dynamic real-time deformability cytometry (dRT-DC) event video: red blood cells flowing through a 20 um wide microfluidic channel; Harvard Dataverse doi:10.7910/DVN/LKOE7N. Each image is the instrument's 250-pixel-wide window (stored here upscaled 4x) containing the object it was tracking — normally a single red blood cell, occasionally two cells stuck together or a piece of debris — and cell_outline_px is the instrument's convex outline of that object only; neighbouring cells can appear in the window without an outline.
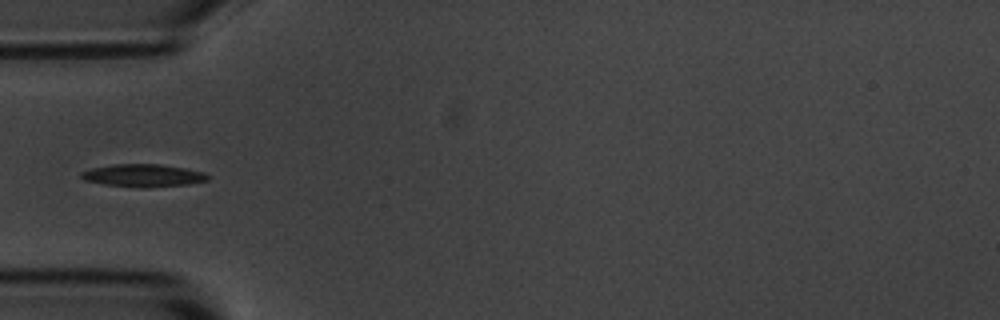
{"species": "common noctule bat (a hibernating species)", "species_latin": "Nyctalus noctula", "temperature_condition": "room temperature", "stored_images_in_passage": 6, "camera_frame_rate_fps": 3000, "um_per_image_px": 0.085, "animal": {"sex": "male", "body_mass_g": 20.1, "forearm_length_mm": 53.5}, "frame": {"image": 1, "passage_image": 6, "time_ms": 5.667, "image_size_px": [1000, 320], "cell_outline_px": [[208, 180], [188, 184], [148, 188], [136, 188], [104, 184], [84, 180], [80, 176], [80, 172], [92, 168], [112, 164], [160, 164], [184, 168], [204, 172], [208, 176]], "centroid_in_image_um": [12.14, 14.92], "position_along_channel_um": 72.9, "area_um2": 16.82}}